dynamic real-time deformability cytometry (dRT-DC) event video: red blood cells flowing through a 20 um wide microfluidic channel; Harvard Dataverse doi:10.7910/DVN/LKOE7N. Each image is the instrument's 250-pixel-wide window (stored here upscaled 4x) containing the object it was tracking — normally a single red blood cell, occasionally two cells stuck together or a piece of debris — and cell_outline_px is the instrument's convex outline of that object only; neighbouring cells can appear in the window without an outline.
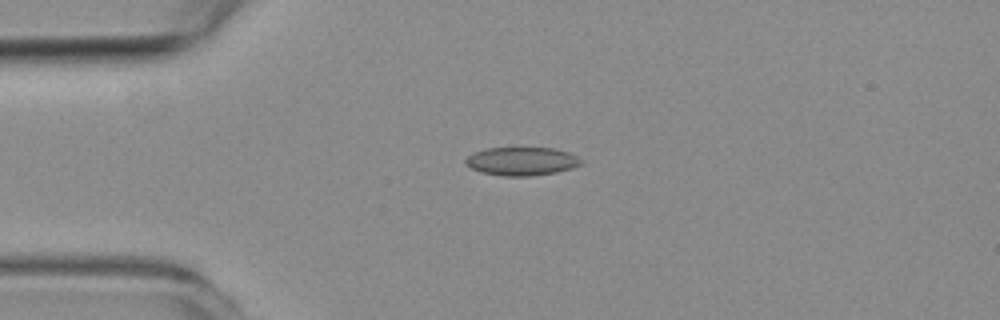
{"species": "common noctule bat (a hibernating species)", "species_latin": "Nyctalus noctula", "temperature_condition": "room temperature", "stored_images_in_passage": 36, "camera_frame_rate_fps": 3000, "um_per_image_px": 0.085, "animal": {"sex": "female", "body_mass_g": 19.3, "forearm_length_mm": 54.1}, "frame": {"image": 1, "passage_image": 1, "time_ms": 0.0, "image_size_px": [1000, 320], "cell_outline_px": [[584, 164], [572, 168], [556, 172], [532, 176], [500, 176], [480, 172], [464, 164], [464, 160], [472, 152], [488, 148], [552, 148], [568, 152], [584, 160]], "centroid_in_image_um": [44.34, 13.71], "position_along_channel_um": 40.7, "area_um2": 19.31}}
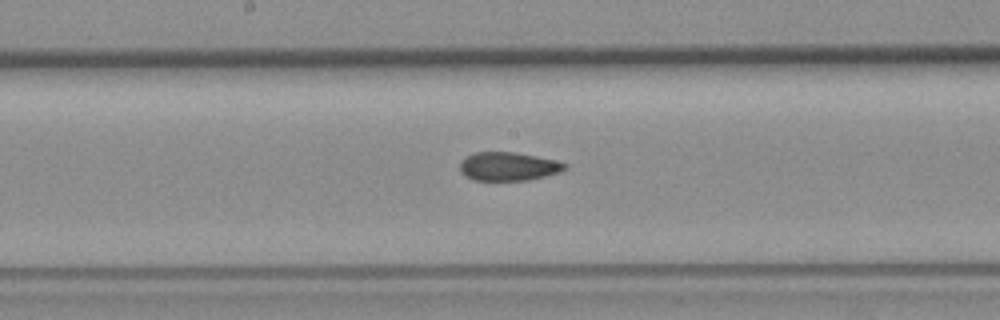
{"frame": {"image": 2, "passage_image": 16, "time_ms": 5.0, "image_size_px": [1000, 320], "cell_outline_px": [[568, 168], [560, 172], [528, 180], [472, 180], [464, 176], [460, 172], [460, 160], [464, 156], [476, 152], [512, 152], [536, 156], [556, 160], [568, 164]], "centroid_in_image_um": [43.18, 14.14], "position_along_channel_um": 205.0, "area_um2": 17.63}}
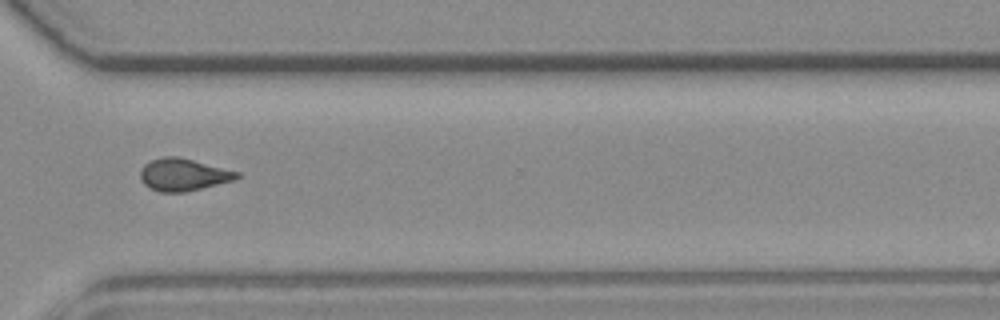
{"frame": {"image": 3, "passage_image": 28, "time_ms": 9.0, "image_size_px": [1000, 320], "cell_outline_px": [[240, 176], [236, 180], [184, 192], [160, 192], [144, 184], [140, 180], [140, 168], [144, 164], [152, 160], [164, 156], [176, 156], [240, 172]], "centroid_in_image_um": [15.57, 14.85], "position_along_channel_um": 355.0, "area_um2": 18.09}, "authors_computed_cell_mechanics": {"area_um2": 18.0625, "velocity_mm_per_s": 3.7475, "shape_relaxation_time_tau1_ms": 11.3145, "shape_relaxation_time_tau2_ms": 1.9492, "deformation_change_tau1": 0.1697, "deformation_change_tau2": 0.0778}}